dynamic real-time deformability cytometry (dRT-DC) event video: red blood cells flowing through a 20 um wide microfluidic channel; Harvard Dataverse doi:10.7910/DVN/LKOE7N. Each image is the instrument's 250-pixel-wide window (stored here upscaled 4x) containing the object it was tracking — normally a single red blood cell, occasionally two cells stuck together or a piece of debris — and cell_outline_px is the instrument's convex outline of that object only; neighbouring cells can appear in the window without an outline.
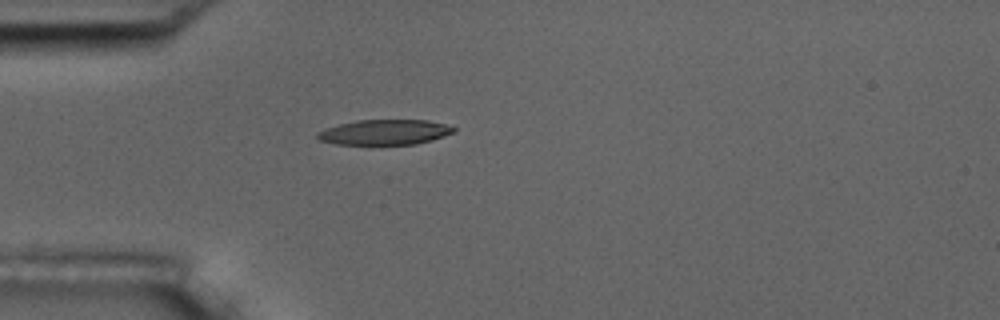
{"species": "common noctule bat (a hibernating species)", "species_latin": "Nyctalus noctula", "temperature_condition": "room temperature", "stored_images_in_passage": 1, "camera_frame_rate_fps": 3000, "um_per_image_px": 0.085, "animal": {"sex": "male", "body_mass_g": 17.5, "forearm_length_mm": 52.3}, "frame": {"image": 1, "passage_image": 1, "time_ms": 0.0, "image_size_px": [1000, 320], "cell_outline_px": [[456, 132], [432, 140], [416, 144], [336, 144], [316, 140], [316, 132], [324, 128], [356, 120], [428, 120], [444, 124], [456, 128]], "centroid_in_image_um": [32.66, 11.23], "position_along_channel_um": 52.3, "area_um2": 20.11}}